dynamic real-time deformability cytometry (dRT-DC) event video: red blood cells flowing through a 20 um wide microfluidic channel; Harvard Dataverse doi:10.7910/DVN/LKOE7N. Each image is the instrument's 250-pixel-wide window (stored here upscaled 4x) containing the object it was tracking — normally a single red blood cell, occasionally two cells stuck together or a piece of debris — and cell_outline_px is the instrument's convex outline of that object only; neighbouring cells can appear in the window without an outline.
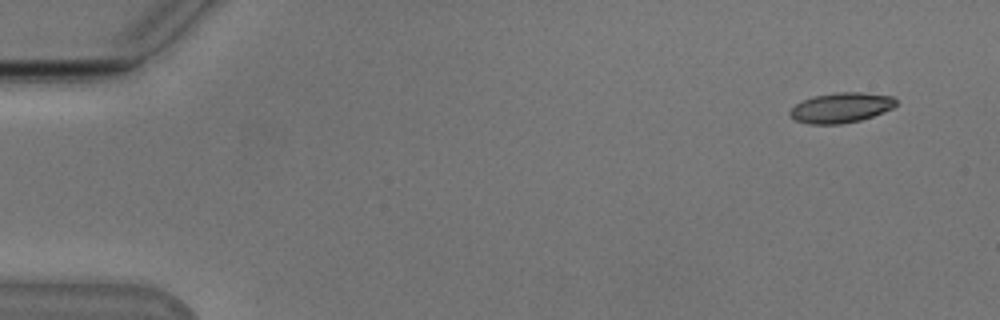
{"species": "Egyptian fruit bat (a non-hibernating species)", "species_latin": "Rousettus aegyptiacus", "temperature_condition": "cold", "stored_images_in_passage": 51, "camera_frame_rate_fps": 3000, "um_per_image_px": 0.085, "animal": {"sex": "male"}, "frame": {"image": 1, "passage_image": 1, "time_ms": 0.0, "image_size_px": [1000, 320], "cell_outline_px": [[896, 104], [892, 108], [884, 112], [860, 120], [840, 124], [808, 124], [796, 120], [788, 112], [796, 104], [812, 96], [836, 92], [860, 92], [892, 96], [896, 100]], "centroid_in_image_um": [71.49, 9.15], "position_along_channel_um": 13.5, "area_um2": 18.5}}
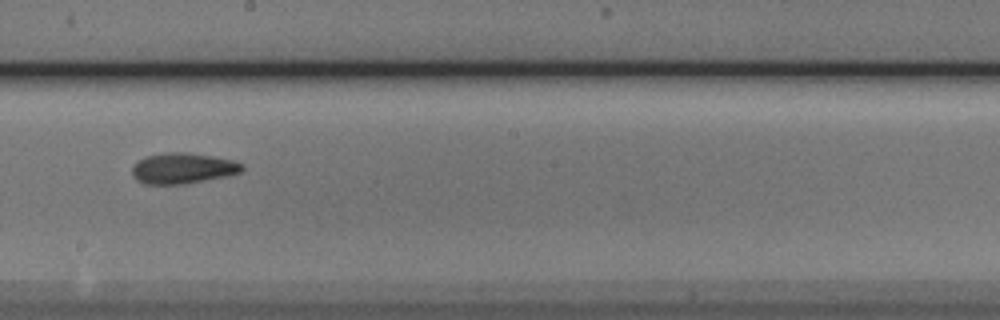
{"frame": {"image": 2, "passage_image": 28, "time_ms": 9.0, "image_size_px": [1000, 320], "cell_outline_px": [[244, 168], [240, 172], [228, 176], [184, 184], [144, 184], [136, 180], [132, 176], [132, 164], [148, 156], [168, 152], [188, 152], [212, 156], [232, 160], [244, 164]], "centroid_in_image_um": [15.53, 14.31], "position_along_channel_um": 232.7, "area_um2": 19.77}}
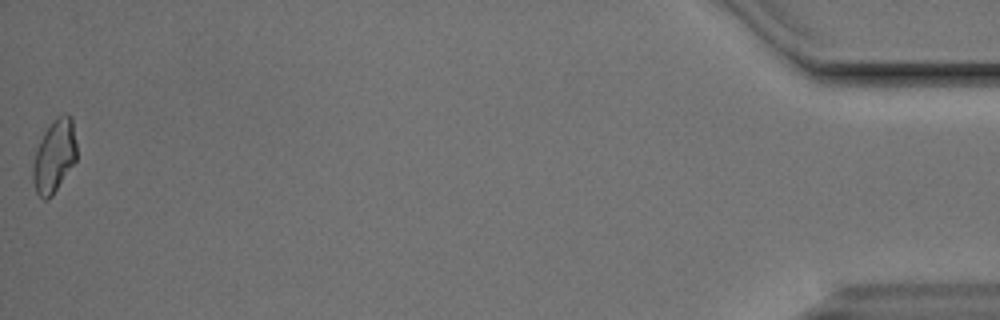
{"frame": {"image": 3, "passage_image": 51, "time_ms": 16.667, "image_size_px": [1000, 320], "cell_outline_px": [[76, 160], [52, 196], [48, 200], [44, 200], [36, 192], [32, 180], [32, 164], [36, 148], [44, 132], [56, 116], [64, 112], [72, 116], [76, 144]], "centroid_in_image_um": [4.6, 13.25], "position_along_channel_um": 430.6, "area_um2": 18.79}, "authors_computed_cell_mechanics": {"area_um2": 18.785, "velocity_mm_per_s": 3.8453, "shape_relaxation_time_tau1_ms": 6.0957, "shape_relaxation_time_tau2_ms": 4.4189, "deformation_change_tau1": 0.1626, "deformation_change_tau2": 0.1189}}